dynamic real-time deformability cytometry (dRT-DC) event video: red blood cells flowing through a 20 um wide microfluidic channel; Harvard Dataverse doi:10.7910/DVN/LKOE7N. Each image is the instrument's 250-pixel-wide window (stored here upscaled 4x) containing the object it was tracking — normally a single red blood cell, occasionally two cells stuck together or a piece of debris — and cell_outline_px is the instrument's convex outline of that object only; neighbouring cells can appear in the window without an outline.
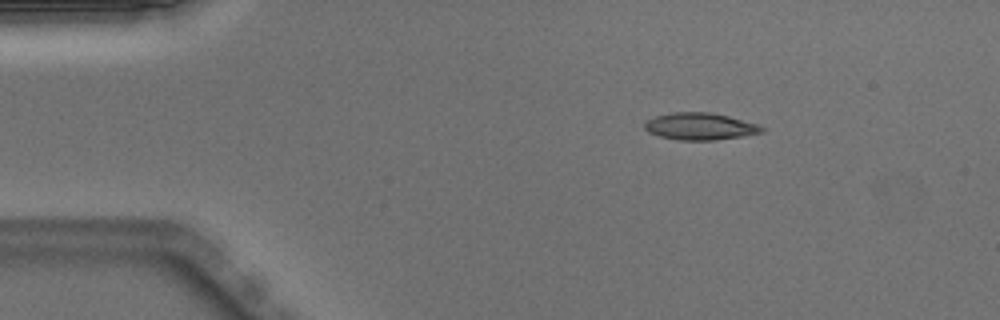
{"species": "Egyptian fruit bat (a non-hibernating species)", "species_latin": "Rousettus aegyptiacus", "temperature_condition": "warm", "stored_images_in_passage": 44, "camera_frame_rate_fps": 3000, "um_per_image_px": 0.085, "animal": {"sex": "male"}, "frame": {"image": 1, "passage_image": 2, "time_ms": 0.333, "image_size_px": [1000, 320], "cell_outline_px": [[764, 132], [740, 136], [712, 140], [680, 140], [660, 136], [648, 132], [644, 128], [644, 120], [656, 116], [672, 112], [708, 112], [728, 116], [760, 124], [764, 128]], "centroid_in_image_um": [59.48, 10.73], "position_along_channel_um": 25.5, "area_um2": 18.44}}
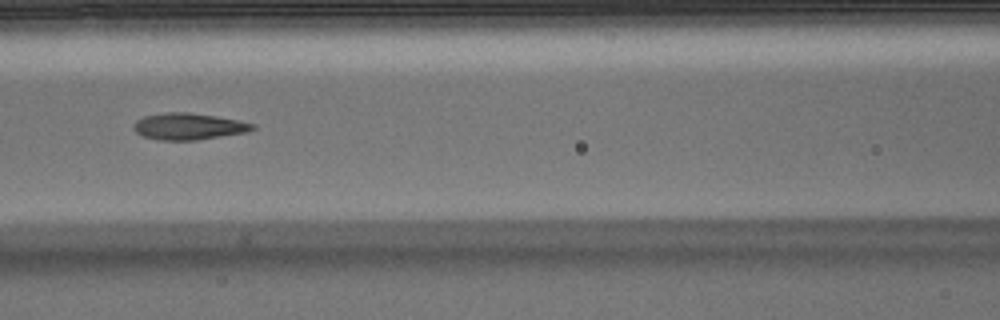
{"frame": {"image": 2, "passage_image": 16, "time_ms": 5.0, "image_size_px": [1000, 320], "cell_outline_px": [[256, 128], [248, 132], [196, 140], [160, 140], [144, 136], [136, 132], [132, 128], [136, 120], [144, 116], [164, 112], [188, 112], [216, 116], [240, 120], [256, 124]], "centroid_in_image_um": [16.06, 10.73], "position_along_channel_um": 150.5, "area_um2": 18.55}}
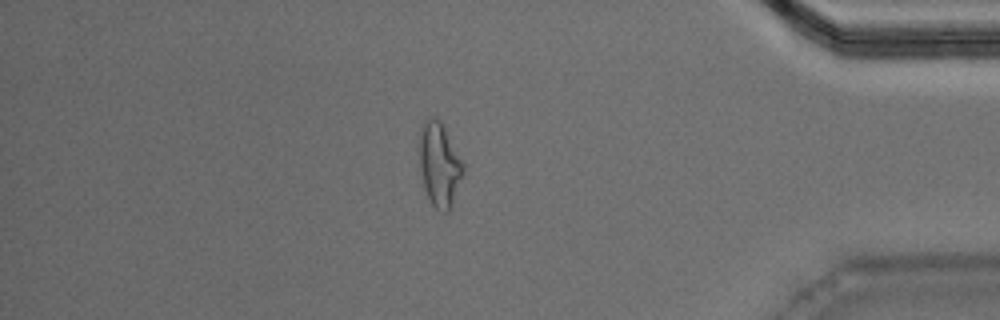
{"frame": {"image": 3, "passage_image": 37, "time_ms": 12.0, "image_size_px": [1000, 320], "cell_outline_px": [[464, 172], [452, 204], [448, 212], [440, 212], [432, 204], [424, 188], [420, 168], [420, 128], [424, 120], [432, 116], [436, 116], [440, 120], [464, 164]], "centroid_in_image_um": [37.35, 13.97], "position_along_channel_um": 397.9, "area_um2": 21.27}, "authors_computed_cell_mechanics": {"area_um2": 18.4382, "velocity_mm_per_s": 4.0188, "shape_relaxation_time_tau1_ms": null, "shape_relaxation_time_tau2_ms": 1.8176, "deformation_change_tau1": null, "deformation_change_tau2": 0.1099}}